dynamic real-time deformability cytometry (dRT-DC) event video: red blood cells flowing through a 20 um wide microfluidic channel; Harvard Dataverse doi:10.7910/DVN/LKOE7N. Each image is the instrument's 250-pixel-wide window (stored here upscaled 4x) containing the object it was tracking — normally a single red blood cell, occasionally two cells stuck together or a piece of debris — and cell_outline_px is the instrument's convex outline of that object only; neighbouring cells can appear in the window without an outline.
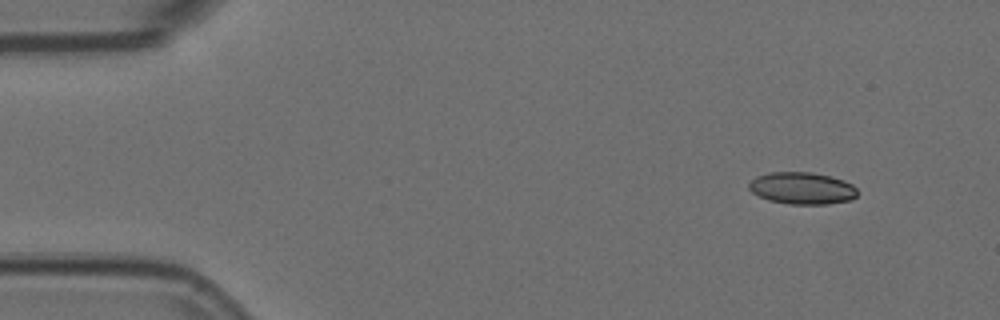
{"species": "Egyptian fruit bat (a non-hibernating species)", "species_latin": "Rousettus aegyptiacus", "temperature_condition": "room temperature", "stored_images_in_passage": 4, "camera_frame_rate_fps": 3000, "um_per_image_px": 0.085, "animal": {"sex": "female"}, "frame": {"image": 1, "passage_image": 1, "time_ms": 0.0, "image_size_px": [1000, 320], "cell_outline_px": [[856, 196], [852, 200], [828, 204], [788, 204], [768, 200], [752, 192], [748, 188], [748, 184], [756, 176], [768, 172], [812, 172], [832, 176], [844, 180], [852, 184], [856, 188]], "centroid_in_image_um": [68.18, 15.99], "position_along_channel_um": 16.8, "area_um2": 20.4}}
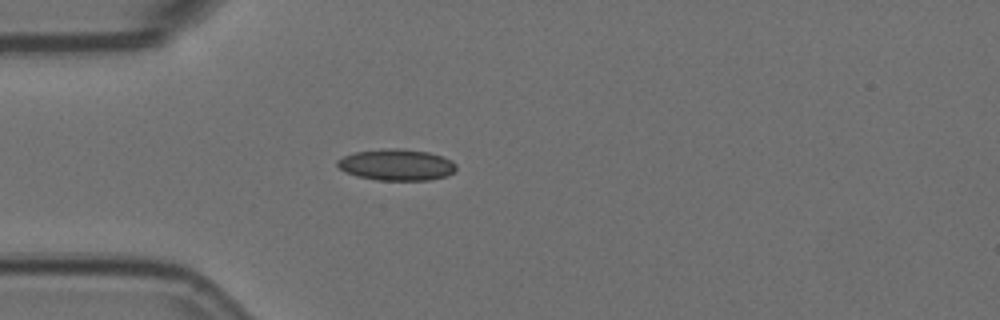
{"frame": {"image": 2, "passage_image": 4, "time_ms": 1.0, "image_size_px": [1000, 320], "cell_outline_px": [[456, 168], [448, 176], [428, 180], [376, 180], [356, 176], [344, 172], [336, 164], [336, 160], [344, 156], [356, 152], [388, 148], [396, 148], [428, 152], [452, 160], [456, 164]], "centroid_in_image_um": [33.69, 14.01], "position_along_channel_um": 51.3, "area_um2": 21.68}}